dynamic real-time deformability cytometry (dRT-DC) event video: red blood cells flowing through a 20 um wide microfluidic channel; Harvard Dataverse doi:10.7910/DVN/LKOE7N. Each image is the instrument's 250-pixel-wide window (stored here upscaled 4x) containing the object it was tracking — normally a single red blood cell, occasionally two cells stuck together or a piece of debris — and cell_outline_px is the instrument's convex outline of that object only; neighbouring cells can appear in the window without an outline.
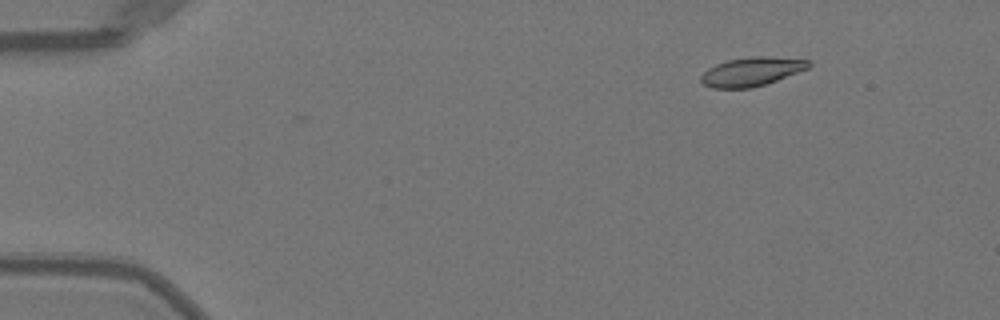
{"species": "Egyptian fruit bat (a non-hibernating species)", "species_latin": "Rousettus aegyptiacus", "temperature_condition": "warm", "stored_images_in_passage": 46, "camera_frame_rate_fps": 3000, "um_per_image_px": 0.085, "animal": {"sex": "female"}, "frame": {"image": 1, "passage_image": 1, "time_ms": 0.0, "image_size_px": [1000, 320], "cell_outline_px": [[812, 64], [808, 68], [776, 80], [752, 88], [712, 88], [704, 84], [700, 80], [700, 76], [708, 68], [716, 64], [728, 60], [752, 56], [768, 56], [812, 60]], "centroid_in_image_um": [63.89, 6.08], "position_along_channel_um": 21.1, "area_um2": 18.03}}
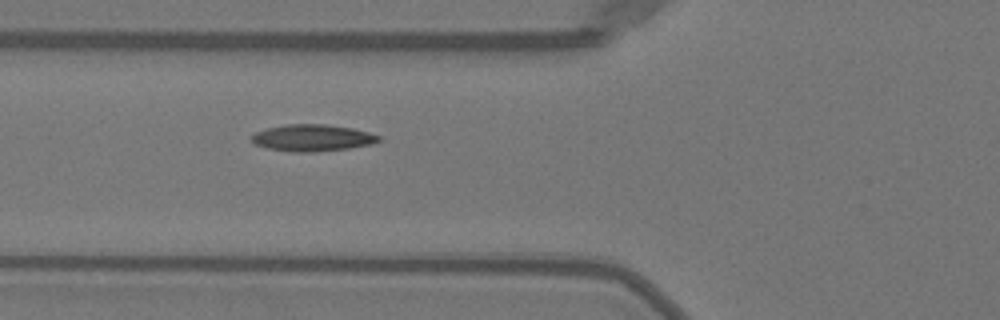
{"frame": {"image": 2, "passage_image": 14, "time_ms": 4.333, "image_size_px": [1000, 320], "cell_outline_px": [[384, 140], [368, 144], [348, 148], [316, 152], [292, 152], [264, 148], [256, 144], [252, 140], [252, 136], [256, 132], [268, 128], [288, 124], [324, 124], [352, 128], [368, 132], [380, 136]], "centroid_in_image_um": [26.56, 11.72], "position_along_channel_um": 99.2, "area_um2": 19.71}}
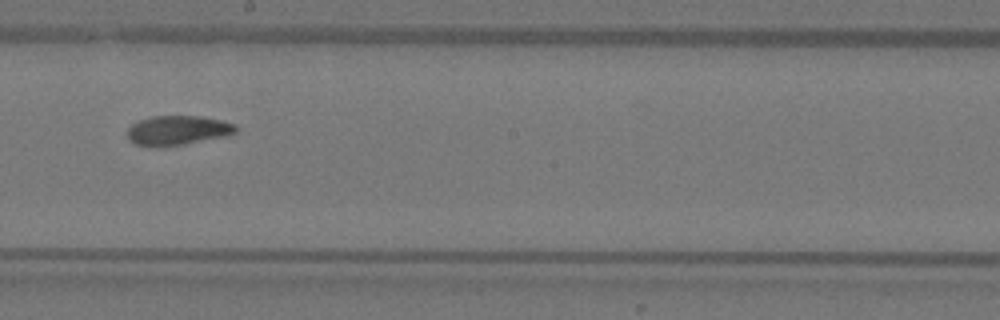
{"frame": {"image": 3, "passage_image": 24, "time_ms": 7.667, "image_size_px": [1000, 320], "cell_outline_px": [[236, 132], [224, 136], [184, 144], [156, 148], [136, 144], [128, 140], [128, 128], [132, 124], [140, 120], [152, 116], [200, 116], [220, 120], [232, 124], [236, 128]], "centroid_in_image_um": [15.03, 11.09], "position_along_channel_um": 233.2, "area_um2": 18.5}, "authors_computed_cell_mechanics": {"area_um2": 18.5827, "velocity_mm_per_s": 4.0165, "shape_relaxation_time_tau1_ms": 5.7792, "shape_relaxation_time_tau2_ms": 2.2319, "deformation_change_tau1": 0.1728, "deformation_change_tau2": 0.0631}}